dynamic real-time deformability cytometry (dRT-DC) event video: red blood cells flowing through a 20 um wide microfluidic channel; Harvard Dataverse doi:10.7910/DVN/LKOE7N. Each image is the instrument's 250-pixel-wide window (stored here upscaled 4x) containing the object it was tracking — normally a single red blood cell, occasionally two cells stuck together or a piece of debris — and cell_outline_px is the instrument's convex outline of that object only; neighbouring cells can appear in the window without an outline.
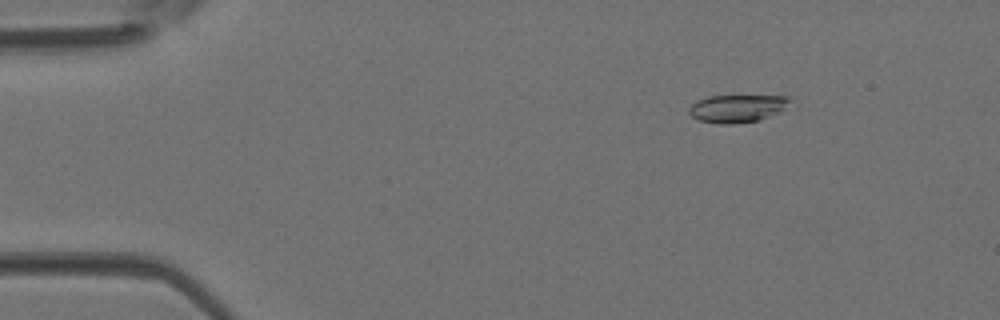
{"species": "Egyptian fruit bat (a non-hibernating species)", "species_latin": "Rousettus aegyptiacus", "temperature_condition": "room temperature", "stored_images_in_passage": 44, "camera_frame_rate_fps": 3000, "um_per_image_px": 0.085, "animal": {"sex": "female"}, "frame": {"image": 1, "passage_image": 6, "time_ms": 1.667, "image_size_px": [1000, 320], "cell_outline_px": [[792, 100], [780, 112], [756, 120], [732, 124], [720, 124], [700, 120], [692, 116], [688, 112], [688, 108], [696, 100], [708, 96], [788, 96]], "centroid_in_image_um": [62.63, 9.2], "position_along_channel_um": 22.4, "area_um2": 16.13}}
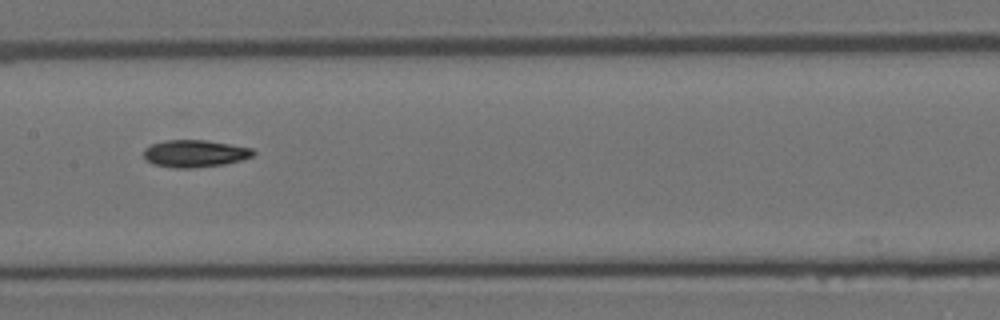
{"frame": {"image": 2, "passage_image": 22, "time_ms": 7.0, "image_size_px": [1000, 320], "cell_outline_px": [[256, 152], [252, 156], [240, 160], [224, 164], [192, 168], [172, 168], [152, 164], [144, 156], [144, 148], [152, 144], [164, 140], [204, 140], [252, 148]], "centroid_in_image_um": [16.53, 13.05], "position_along_channel_um": 190.9, "area_um2": 17.28}}
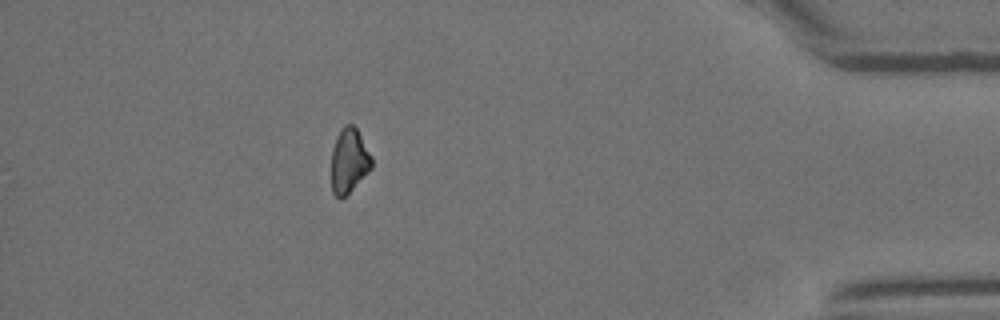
{"frame": {"image": 3, "passage_image": 39, "time_ms": 12.667, "image_size_px": [1000, 320], "cell_outline_px": [[372, 168], [340, 200], [332, 192], [332, 148], [336, 136], [340, 128], [344, 124], [352, 124], [356, 128], [372, 156]], "centroid_in_image_um": [29.66, 13.62], "position_along_channel_um": 405.5, "area_um2": 15.09}}